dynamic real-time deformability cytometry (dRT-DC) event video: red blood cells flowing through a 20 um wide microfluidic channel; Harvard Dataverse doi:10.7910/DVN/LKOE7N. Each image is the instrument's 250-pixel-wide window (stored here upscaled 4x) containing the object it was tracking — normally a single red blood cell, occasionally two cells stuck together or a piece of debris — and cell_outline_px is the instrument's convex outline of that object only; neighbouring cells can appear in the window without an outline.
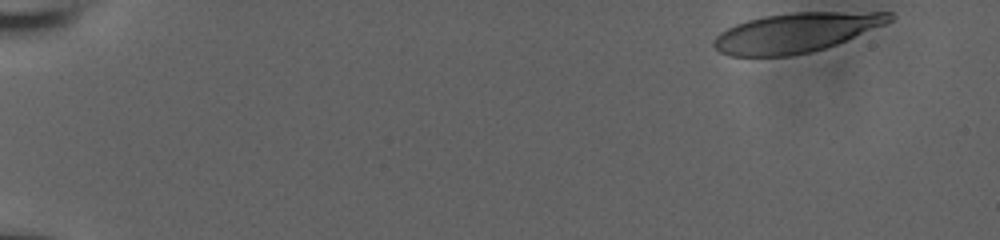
{"species": "human", "species_latin": "Homo sapiens", "temperature_condition": "room temperature", "stored_images_in_passage": 46, "camera_frame_rate_fps": 3000, "um_per_image_px": 0.085, "donor": {"sex": "male"}, "frame": {"image": 1, "passage_image": 1, "time_ms": 0.0, "image_size_px": [1000, 240], "cell_outline_px": [[896, 16], [892, 20], [884, 24], [836, 44], [824, 48], [808, 52], [788, 56], [732, 56], [720, 52], [712, 44], [712, 40], [720, 32], [736, 24], [748, 20], [764, 16], [792, 12], [892, 12]], "centroid_in_image_um": [67.63, 2.76], "position_along_channel_um": 17.4, "area_um2": 40.06}}
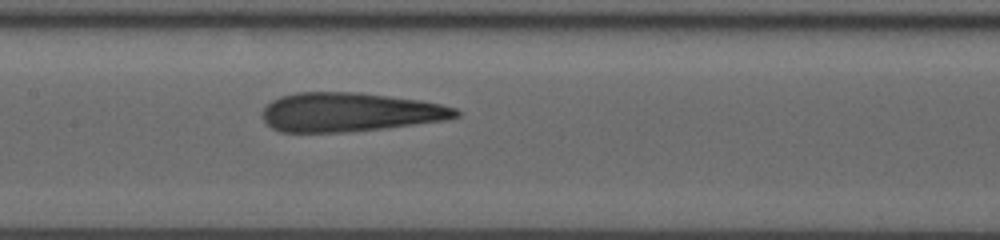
{"frame": {"image": 2, "passage_image": 26, "time_ms": 8.333, "image_size_px": [1000, 240], "cell_outline_px": [[460, 116], [444, 120], [384, 128], [348, 132], [280, 132], [272, 128], [264, 120], [264, 108], [272, 100], [280, 96], [296, 92], [360, 92], [420, 100], [440, 104], [456, 108], [460, 112]], "centroid_in_image_um": [29.73, 9.53], "position_along_channel_um": 177.7, "area_um2": 43.87}}
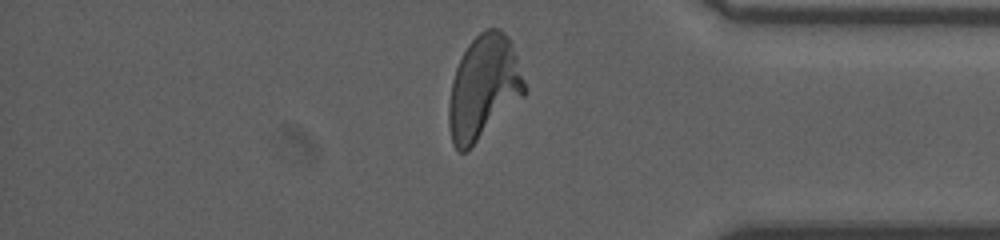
{"frame": {"image": 3, "passage_image": 44, "time_ms": 14.333, "image_size_px": [1000, 240], "cell_outline_px": [[524, 96], [464, 152], [460, 152], [452, 144], [448, 124], [448, 104], [452, 80], [456, 68], [468, 44], [480, 32], [488, 28], [496, 28], [504, 32], [512, 44], [524, 80]], "centroid_in_image_um": [41.08, 7.42], "position_along_channel_um": 394.1, "area_um2": 44.97}, "authors_computed_cell_mechanics": {"area_um2": 43.5812, "velocity_mm_per_s": 3.8595, "shape_relaxation_time_tau1_ms": 7.5404, "shape_relaxation_time_tau2_ms": 1.5966, "deformation_change_tau1": 0.293, "deformation_change_tau2": 0.1287}}